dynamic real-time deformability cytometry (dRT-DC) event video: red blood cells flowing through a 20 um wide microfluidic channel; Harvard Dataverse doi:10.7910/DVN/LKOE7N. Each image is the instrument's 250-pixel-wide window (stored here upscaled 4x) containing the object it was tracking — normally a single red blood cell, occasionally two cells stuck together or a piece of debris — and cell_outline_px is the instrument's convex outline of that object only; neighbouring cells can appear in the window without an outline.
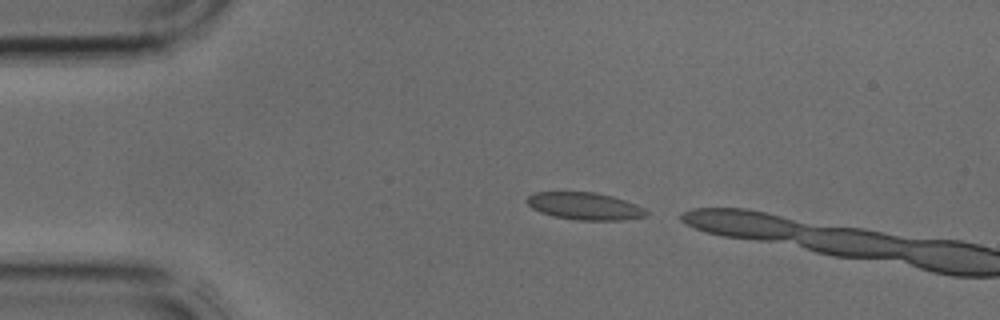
{"species": "common noctule bat (a hibernating species)", "species_latin": "Nyctalus noctula", "temperature_condition": "cold", "stored_images_in_passage": 2, "camera_frame_rate_fps": 3000, "um_per_image_px": 0.085, "animal": {"sex": "male", "body_mass_g": 17.9, "forearm_length_mm": 54.2}, "frame": {"image": 1, "passage_image": 1, "time_ms": 0.0, "image_size_px": [1000, 320], "cell_outline_px": [[648, 216], [624, 220], [576, 220], [552, 216], [540, 212], [532, 208], [524, 200], [532, 192], [596, 192], [612, 196], [636, 204], [644, 208], [648, 212]], "centroid_in_image_um": [49.69, 17.52], "position_along_channel_um": 35.3, "area_um2": 19.19}}